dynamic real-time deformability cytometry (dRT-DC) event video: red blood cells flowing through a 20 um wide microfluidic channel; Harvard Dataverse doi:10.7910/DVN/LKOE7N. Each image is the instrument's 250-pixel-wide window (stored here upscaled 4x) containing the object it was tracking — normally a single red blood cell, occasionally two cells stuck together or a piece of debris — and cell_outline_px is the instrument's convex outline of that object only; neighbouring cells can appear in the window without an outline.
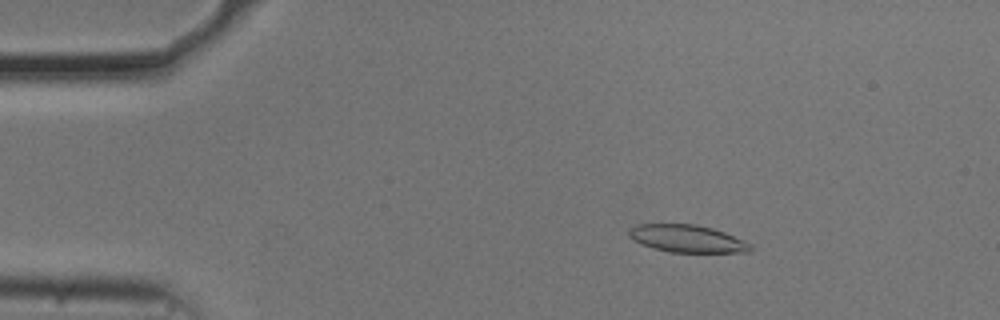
{"species": "common noctule bat (a hibernating species)", "species_latin": "Nyctalus noctula", "temperature_condition": "cold", "stored_images_in_passage": 55, "camera_frame_rate_fps": 3000, "um_per_image_px": 0.085, "animal": {"sex": "male", "body_mass_g": 20.5, "forearm_length_mm": 52.5}, "frame": {"image": 1, "passage_image": 9, "time_ms": 2.667, "image_size_px": [1000, 320], "cell_outline_px": [[752, 252], [672, 252], [652, 248], [640, 244], [628, 236], [628, 232], [636, 224], [696, 224], [712, 228], [724, 232], [744, 240], [752, 244]], "centroid_in_image_um": [58.42, 20.28], "position_along_channel_um": 26.6, "area_um2": 19.48}}
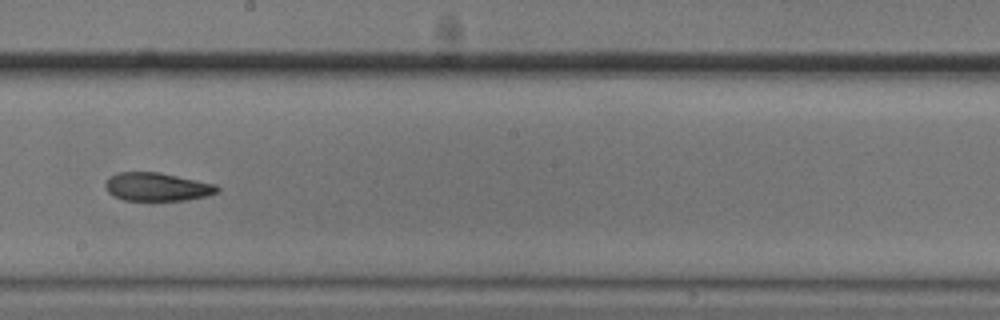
{"frame": {"image": 2, "passage_image": 31, "time_ms": 10.0, "image_size_px": [1000, 320], "cell_outline_px": [[220, 192], [208, 196], [188, 200], [124, 200], [112, 196], [108, 192], [104, 184], [108, 176], [120, 172], [160, 172], [216, 184], [220, 188]], "centroid_in_image_um": [13.37, 15.88], "position_along_channel_um": 234.8, "area_um2": 18.73}}
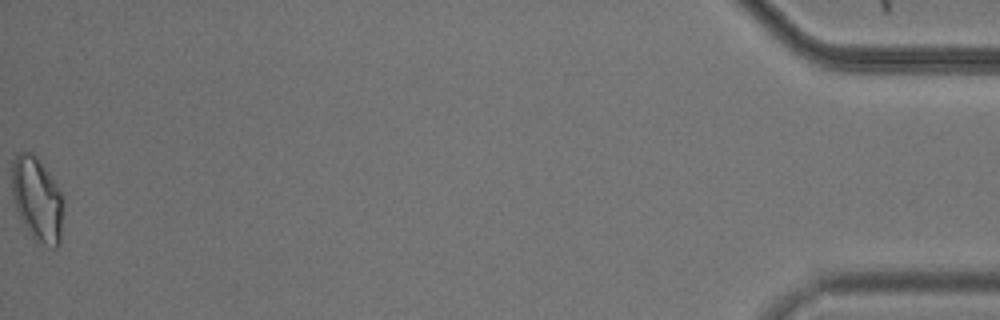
{"frame": {"image": 3, "passage_image": 55, "time_ms": 18.0, "image_size_px": [1000, 320], "cell_outline_px": [[60, 244], [56, 248], [52, 248], [36, 240], [32, 236], [24, 224], [16, 208], [12, 196], [12, 160], [20, 152], [32, 152], [40, 160], [52, 176], [60, 192]], "centroid_in_image_um": [3.12, 16.88], "position_along_channel_um": 432.1, "area_um2": 24.57}, "authors_computed_cell_mechanics": {"area_um2": 20.0566, "velocity_mm_per_s": 3.7005, "shape_relaxation_time_tau1_ms": 9.6878, "shape_relaxation_time_tau2_ms": 7.0829, "deformation_change_tau1": 0.2149, "deformation_change_tau2": 0.1524}}